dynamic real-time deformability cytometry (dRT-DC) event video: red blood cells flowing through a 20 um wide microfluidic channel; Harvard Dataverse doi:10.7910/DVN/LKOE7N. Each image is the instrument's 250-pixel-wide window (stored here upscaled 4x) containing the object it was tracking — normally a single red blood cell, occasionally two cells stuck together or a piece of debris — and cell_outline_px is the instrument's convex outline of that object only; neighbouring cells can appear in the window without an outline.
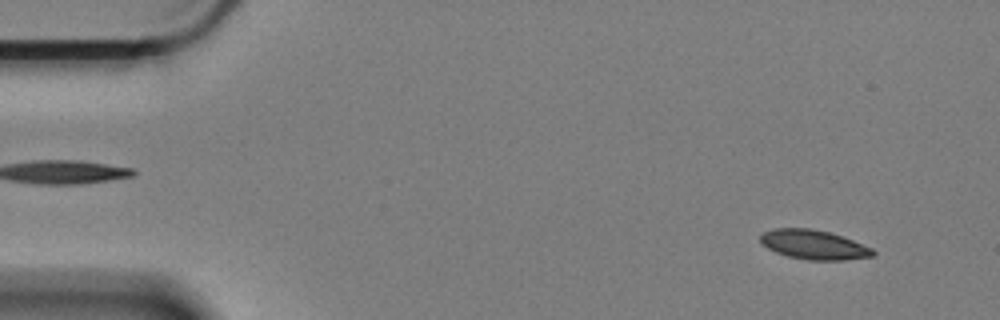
{"species": "Egyptian fruit bat (a non-hibernating species)", "species_latin": "Rousettus aegyptiacus", "temperature_condition": "cold", "stored_images_in_passage": 16, "camera_frame_rate_fps": 3000, "um_per_image_px": 0.085, "animal": {"sex": "female"}, "frame": {"image": 1, "passage_image": 4, "time_ms": 1.0, "image_size_px": [1000, 320], "cell_outline_px": [[876, 252], [872, 256], [844, 260], [808, 260], [788, 256], [776, 252], [760, 244], [760, 236], [764, 232], [776, 228], [812, 228], [828, 232], [852, 240], [872, 248]], "centroid_in_image_um": [69.14, 20.8], "position_along_channel_um": 15.9, "area_um2": 19.13}}
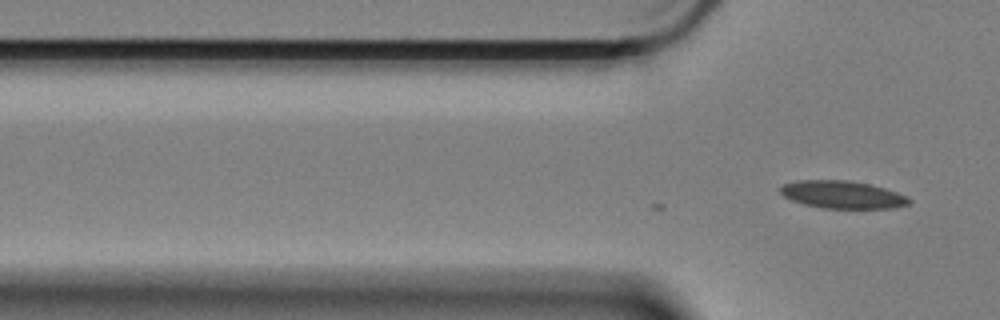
{"frame": {"image": 2, "passage_image": 16, "time_ms": 5.0, "image_size_px": [1000, 320], "cell_outline_px": [[912, 200], [908, 204], [892, 208], [820, 208], [804, 204], [792, 200], [784, 196], [780, 192], [780, 184], [796, 180], [848, 180], [868, 184], [884, 188], [908, 196]], "centroid_in_image_um": [71.57, 16.54], "position_along_channel_um": 54.2, "area_um2": 20.75}}